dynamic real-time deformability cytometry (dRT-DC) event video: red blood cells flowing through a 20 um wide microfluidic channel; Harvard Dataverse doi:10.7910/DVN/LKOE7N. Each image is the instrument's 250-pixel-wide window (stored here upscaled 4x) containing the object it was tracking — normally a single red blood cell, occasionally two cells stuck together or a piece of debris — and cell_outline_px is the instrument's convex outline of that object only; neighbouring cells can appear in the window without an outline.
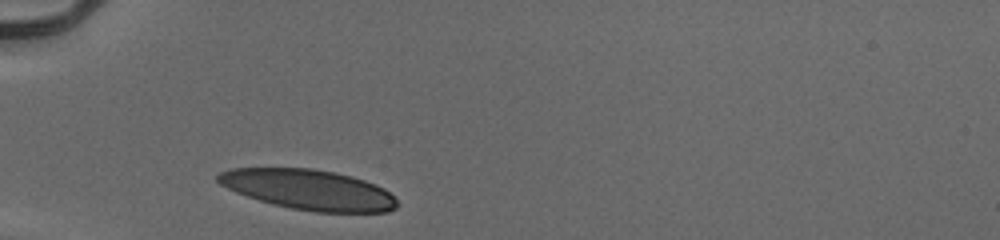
{"species": "human", "species_latin": "Homo sapiens", "temperature_condition": "cold", "stored_images_in_passage": 28, "camera_frame_rate_fps": 3000, "um_per_image_px": 0.085, "donor": {"sex": "male"}, "frame": {"image": 1, "passage_image": 1, "time_ms": 0.0, "image_size_px": [1000, 240], "cell_outline_px": [[396, 208], [388, 212], [316, 212], [292, 208], [272, 204], [236, 192], [220, 184], [216, 180], [216, 176], [220, 172], [232, 168], [312, 168], [352, 176], [376, 184], [384, 188], [396, 200]], "centroid_in_image_um": [26.23, 16.11], "position_along_channel_um": 58.8, "area_um2": 41.73}}
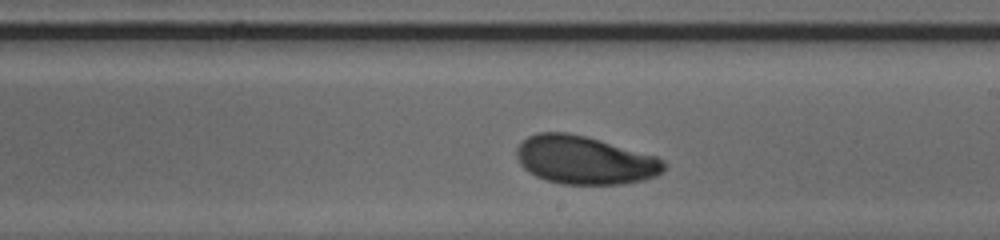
{"frame": {"image": 2, "passage_image": 16, "time_ms": 5.0, "image_size_px": [1000, 240], "cell_outline_px": [[668, 164], [664, 172], [656, 176], [644, 180], [624, 184], [560, 184], [544, 180], [528, 172], [520, 164], [516, 156], [516, 148], [528, 136], [536, 132], [568, 132], [600, 140], [656, 156], [664, 160]], "centroid_in_image_um": [49.71, 13.62], "position_along_channel_um": 239.3, "area_um2": 41.73}}
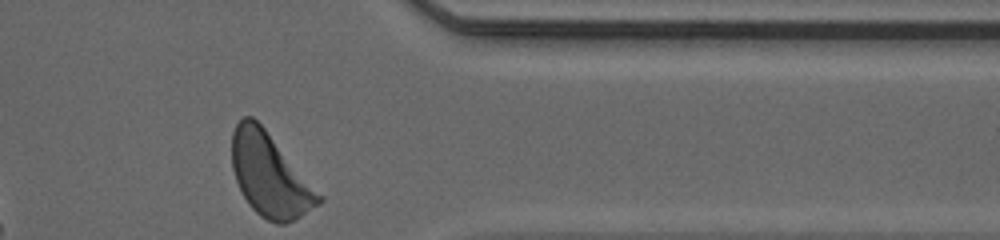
{"frame": {"image": 3, "passage_image": 28, "time_ms": 9.0, "image_size_px": [1000, 240], "cell_outline_px": [[324, 200], [320, 204], [292, 220], [284, 224], [276, 224], [260, 216], [248, 204], [236, 180], [232, 168], [232, 132], [236, 124], [244, 116], [252, 116], [264, 128], [324, 196]], "centroid_in_image_um": [22.95, 14.89], "position_along_channel_um": 388.5, "area_um2": 41.67}, "authors_computed_cell_mechanics": {"area_um2": 41.8183, "velocity_mm_per_s": 3.8979, "shape_relaxation_time_tau1_ms": 2.1372, "shape_relaxation_time_tau2_ms": null, "deformation_change_tau1": 0.146, "deformation_change_tau2": null}}